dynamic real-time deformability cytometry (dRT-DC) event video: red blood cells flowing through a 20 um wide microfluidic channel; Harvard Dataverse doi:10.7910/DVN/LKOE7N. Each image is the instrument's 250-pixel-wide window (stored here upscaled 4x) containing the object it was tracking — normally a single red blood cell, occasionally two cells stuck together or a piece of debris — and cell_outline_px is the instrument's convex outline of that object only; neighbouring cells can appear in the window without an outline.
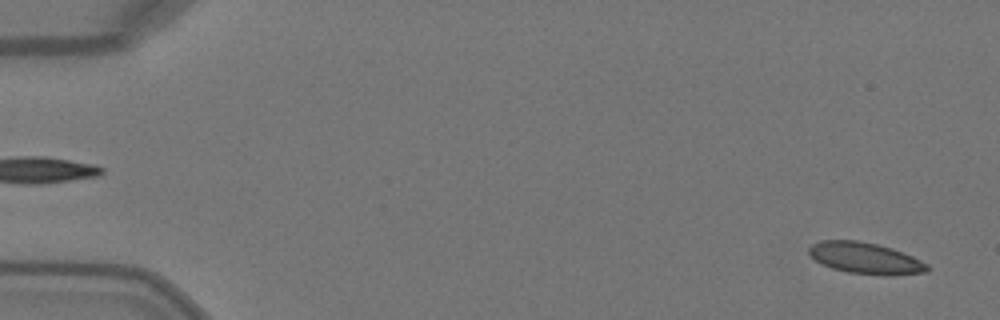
{"species": "Egyptian fruit bat (a non-hibernating species)", "species_latin": "Rousettus aegyptiacus", "temperature_condition": "warm", "stored_images_in_passage": 50, "camera_frame_rate_fps": 3000, "um_per_image_px": 0.085, "animal": {"sex": "female"}, "frame": {"image": 1, "passage_image": 2, "time_ms": 0.333, "image_size_px": [1000, 320], "cell_outline_px": [[932, 268], [928, 272], [888, 276], [884, 276], [848, 272], [832, 268], [816, 260], [808, 252], [808, 248], [812, 244], [820, 240], [856, 240], [876, 244], [892, 248], [912, 256], [928, 264]], "centroid_in_image_um": [73.6, 21.95], "position_along_channel_um": 11.4, "area_um2": 21.68}}
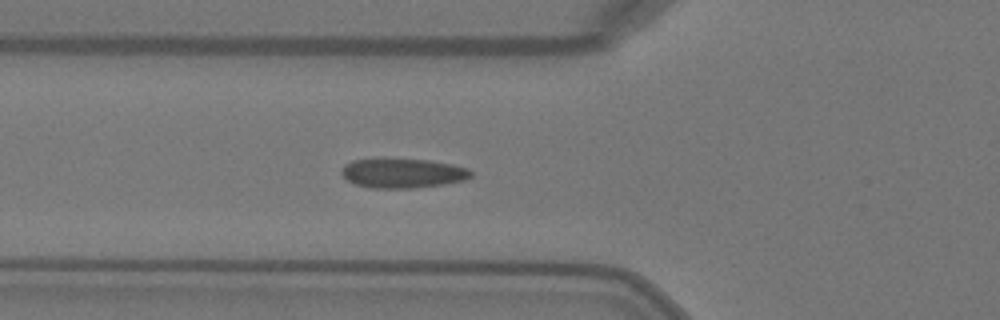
{"frame": {"image": 2, "passage_image": 18, "time_ms": 5.667, "image_size_px": [1000, 320], "cell_outline_px": [[472, 176], [464, 180], [444, 184], [416, 188], [368, 188], [356, 184], [348, 180], [340, 172], [344, 164], [352, 160], [428, 160], [452, 164], [468, 168], [472, 172]], "centroid_in_image_um": [34.25, 14.74], "position_along_channel_um": 91.6, "area_um2": 21.96}}
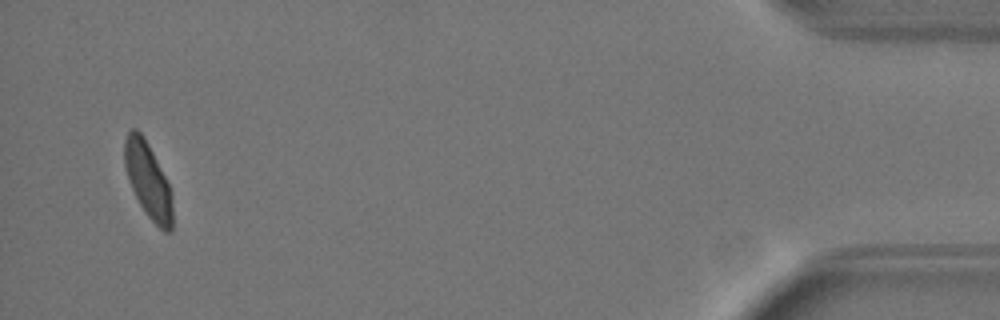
{"frame": {"image": 3, "passage_image": 48, "time_ms": 15.667, "image_size_px": [1000, 320], "cell_outline_px": [[172, 232], [164, 232], [148, 216], [140, 204], [132, 188], [124, 164], [124, 140], [128, 132], [132, 128], [136, 128], [144, 136], [172, 192]], "centroid_in_image_um": [12.58, 15.32], "position_along_channel_um": 422.6, "area_um2": 20.75}, "authors_computed_cell_mechanics": {"area_um2": 21.9062, "velocity_mm_per_s": 4.0872, "shape_relaxation_time_tau1_ms": 6.7616, "shape_relaxation_time_tau2_ms": null, "deformation_change_tau1": 0.1834, "deformation_change_tau2": null}}